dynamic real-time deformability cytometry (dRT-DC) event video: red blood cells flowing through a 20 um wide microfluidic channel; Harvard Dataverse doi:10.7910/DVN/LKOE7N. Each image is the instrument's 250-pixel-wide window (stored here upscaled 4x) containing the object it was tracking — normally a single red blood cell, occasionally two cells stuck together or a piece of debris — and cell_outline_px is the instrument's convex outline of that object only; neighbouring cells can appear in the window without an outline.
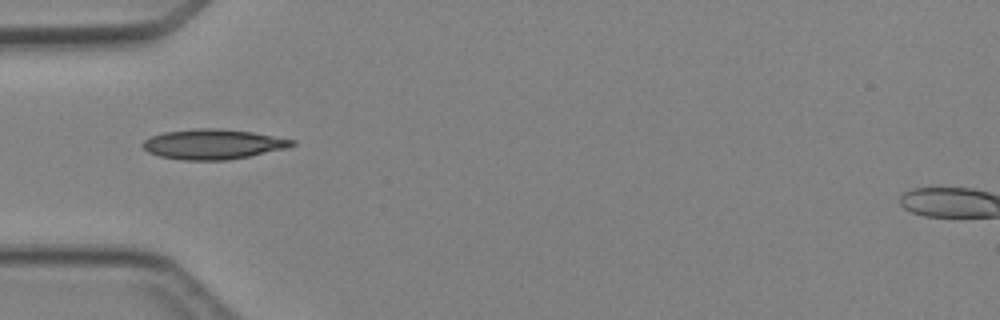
{"species": "Egyptian fruit bat (a non-hibernating species)", "species_latin": "Rousettus aegyptiacus", "temperature_condition": "cold", "stored_images_in_passage": 1, "camera_frame_rate_fps": 3000, "um_per_image_px": 0.085, "animal": {"sex": "female"}, "frame": {"image": 1, "passage_image": 1, "time_ms": 0.0, "image_size_px": [1000, 320], "cell_outline_px": [[296, 144], [288, 148], [228, 160], [184, 160], [160, 156], [148, 152], [140, 144], [144, 140], [152, 136], [164, 132], [196, 128], [220, 128], [252, 132], [296, 140]], "centroid_in_image_um": [18.12, 12.25], "position_along_channel_um": 66.9, "area_um2": 26.13}}